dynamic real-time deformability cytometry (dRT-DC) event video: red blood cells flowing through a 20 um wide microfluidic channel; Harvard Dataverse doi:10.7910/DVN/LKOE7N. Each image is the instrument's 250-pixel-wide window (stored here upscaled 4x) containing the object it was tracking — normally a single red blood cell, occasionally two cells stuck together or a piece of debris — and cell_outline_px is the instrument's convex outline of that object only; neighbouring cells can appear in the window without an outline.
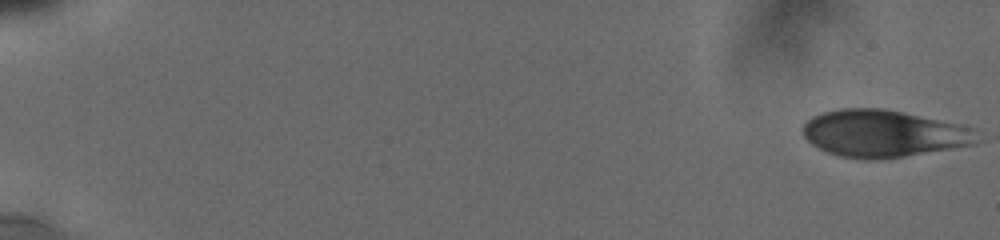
{"species": "human", "species_latin": "Homo sapiens", "temperature_condition": "cold", "stored_images_in_passage": 14, "camera_frame_rate_fps": 3000, "um_per_image_px": 0.085, "donor": {"sex": "male"}, "frame": {"image": 1, "passage_image": 1, "time_ms": 0.0, "image_size_px": [1000, 240], "cell_outline_px": [[984, 136], [976, 144], [904, 156], [876, 160], [868, 160], [840, 156], [828, 152], [812, 144], [804, 136], [804, 124], [812, 116], [824, 112], [840, 108], [880, 108], [960, 124], [976, 128]], "centroid_in_image_um": [75.16, 11.35], "position_along_channel_um": 9.8, "area_um2": 47.86}}
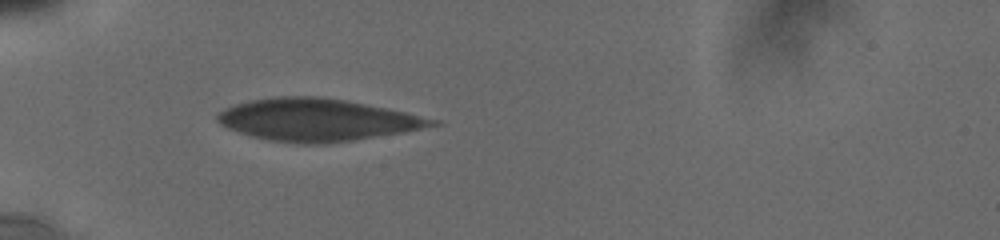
{"frame": {"image": 2, "passage_image": 13, "time_ms": 6.0, "image_size_px": [1000, 240], "cell_outline_px": [[444, 124], [400, 132], [328, 144], [300, 144], [268, 140], [252, 136], [228, 128], [220, 124], [216, 120], [216, 116], [220, 112], [236, 104], [252, 100], [276, 96], [324, 96], [348, 100], [388, 108], [440, 120]], "centroid_in_image_um": [26.99, 10.18], "position_along_channel_um": 58.0, "area_um2": 52.83}}